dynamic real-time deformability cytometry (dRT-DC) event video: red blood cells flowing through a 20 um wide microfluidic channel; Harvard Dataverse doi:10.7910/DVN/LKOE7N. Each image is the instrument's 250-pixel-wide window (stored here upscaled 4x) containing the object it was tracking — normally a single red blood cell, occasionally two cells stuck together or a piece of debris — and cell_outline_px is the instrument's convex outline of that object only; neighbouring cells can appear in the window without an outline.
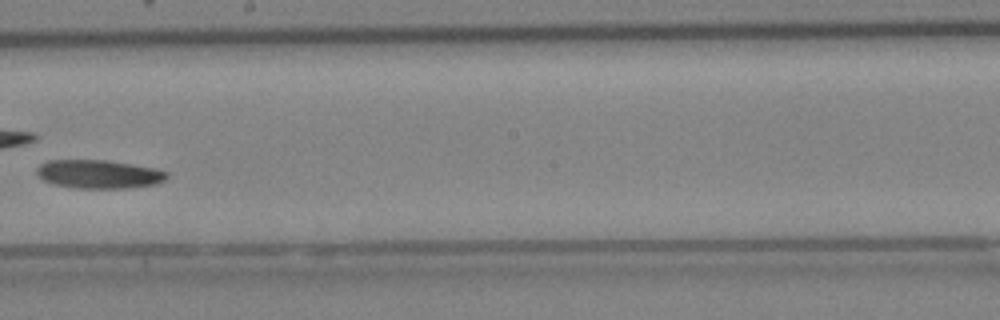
{"species": "Egyptian fruit bat (a non-hibernating species)", "species_latin": "Rousettus aegyptiacus", "temperature_condition": "cold", "stored_images_in_passage": 34, "camera_frame_rate_fps": 3000, "um_per_image_px": 0.085, "animal": {"sex": "female"}, "frame": {"image": 1, "passage_image": 20, "time_ms": 6.333, "image_size_px": [1000, 320], "cell_outline_px": [[168, 176], [164, 180], [156, 184], [128, 188], [76, 188], [52, 184], [44, 180], [36, 172], [36, 168], [40, 164], [48, 160], [108, 160], [156, 168], [168, 172]], "centroid_in_image_um": [8.41, 14.8], "position_along_channel_um": 239.8, "area_um2": 21.73}}